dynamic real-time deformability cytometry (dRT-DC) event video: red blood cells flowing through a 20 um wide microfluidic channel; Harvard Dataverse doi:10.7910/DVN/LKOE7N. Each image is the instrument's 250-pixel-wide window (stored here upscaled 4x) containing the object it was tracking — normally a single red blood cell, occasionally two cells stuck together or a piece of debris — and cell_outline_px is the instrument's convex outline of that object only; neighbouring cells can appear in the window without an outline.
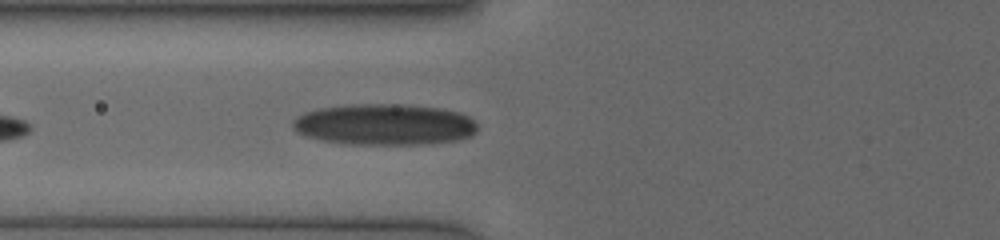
{"species": "human", "species_latin": "Homo sapiens", "temperature_condition": "cold", "stored_images_in_passage": 18, "camera_frame_rate_fps": 3000, "um_per_image_px": 0.085, "donor": {"sex": "female"}, "frame": {"image": 1, "passage_image": 14, "time_ms": 6.0, "image_size_px": [1000, 240], "cell_outline_px": [[476, 132], [472, 136], [456, 140], [420, 144], [352, 144], [324, 140], [308, 136], [296, 132], [292, 128], [292, 120], [296, 116], [304, 112], [320, 108], [348, 104], [404, 104], [440, 108], [460, 112], [468, 116], [476, 124]], "centroid_in_image_um": [32.66, 10.57], "position_along_channel_um": 93.1, "area_um2": 44.33}}